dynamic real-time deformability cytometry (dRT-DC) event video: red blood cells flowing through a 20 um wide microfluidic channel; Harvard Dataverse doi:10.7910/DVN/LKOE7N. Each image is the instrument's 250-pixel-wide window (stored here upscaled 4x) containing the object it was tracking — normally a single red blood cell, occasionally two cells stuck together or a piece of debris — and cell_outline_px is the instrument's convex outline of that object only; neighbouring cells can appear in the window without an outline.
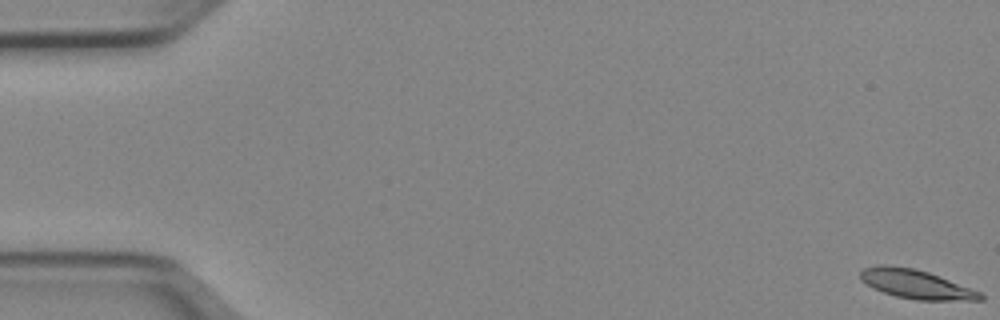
{"species": "Egyptian fruit bat (a non-hibernating species)", "species_latin": "Rousettus aegyptiacus", "temperature_condition": "cold", "stored_images_in_passage": 52, "camera_frame_rate_fps": 3000, "um_per_image_px": 0.085, "animal": {"sex": "female"}, "frame": {"image": 1, "passage_image": 1, "time_ms": 0.0, "image_size_px": [1000, 320], "cell_outline_px": [[984, 300], [916, 300], [896, 296], [872, 288], [860, 280], [860, 272], [864, 268], [880, 264], [912, 268], [928, 272], [980, 292], [984, 296]], "centroid_in_image_um": [77.82, 24.16], "position_along_channel_um": 7.2, "area_um2": 20.0}}
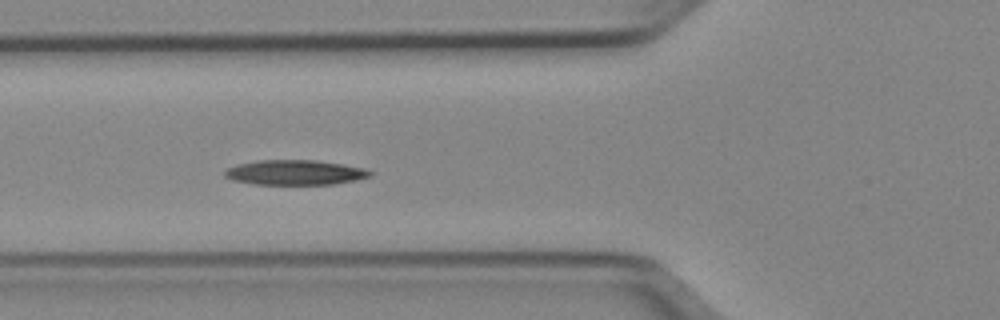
{"frame": {"image": 2, "passage_image": 20, "time_ms": 6.333, "image_size_px": [1000, 320], "cell_outline_px": [[372, 176], [356, 180], [332, 184], [252, 184], [232, 180], [224, 176], [224, 172], [228, 168], [236, 164], [256, 160], [316, 160], [364, 168], [372, 172]], "centroid_in_image_um": [25.04, 14.66], "position_along_channel_um": 100.8, "area_um2": 21.1}}
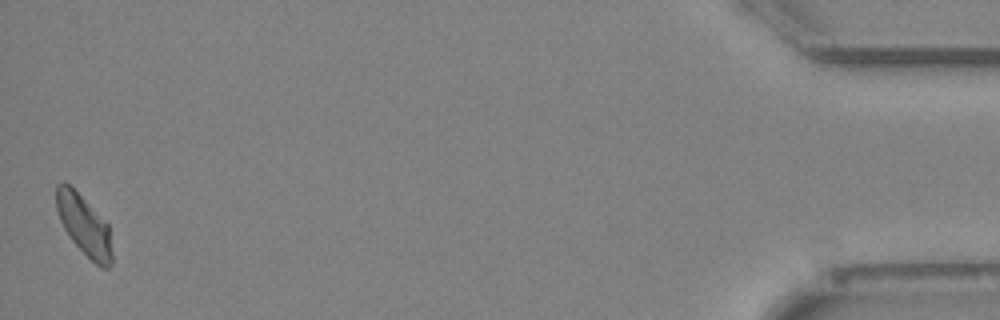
{"frame": {"image": 3, "passage_image": 52, "time_ms": 17.0, "image_size_px": [1000, 320], "cell_outline_px": [[112, 260], [108, 268], [100, 268], [72, 240], [64, 228], [60, 220], [56, 208], [56, 184], [60, 180], [64, 180], [108, 224], [112, 252]], "centroid_in_image_um": [7.13, 19.14], "position_along_channel_um": 428.1, "area_um2": 19.13}, "authors_computed_cell_mechanics": {"area_um2": 20.2878, "velocity_mm_per_s": 3.9101, "shape_relaxation_time_tau1_ms": 4.2038, "shape_relaxation_time_tau2_ms": null, "deformation_change_tau1": 0.1234, "deformation_change_tau2": null}}